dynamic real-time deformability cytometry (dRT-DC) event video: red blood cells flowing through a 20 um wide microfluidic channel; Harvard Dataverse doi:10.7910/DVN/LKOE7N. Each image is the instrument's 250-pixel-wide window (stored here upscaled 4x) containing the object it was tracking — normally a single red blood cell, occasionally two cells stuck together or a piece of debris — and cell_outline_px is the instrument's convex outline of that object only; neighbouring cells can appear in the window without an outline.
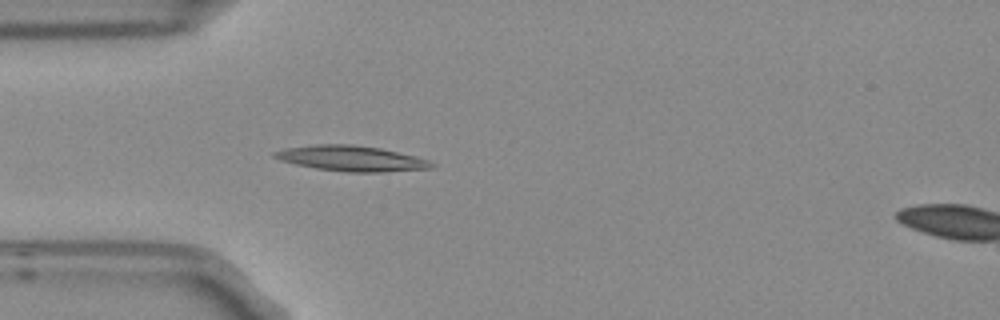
{"species": "Egyptian fruit bat (a non-hibernating species)", "species_latin": "Rousettus aegyptiacus", "temperature_condition": "room temperature", "stored_images_in_passage": 4, "segment_of_instrument_passage": [1, 2], "camera_frame_rate_fps": 3000, "um_per_image_px": 0.085, "frame": {"image": 1, "passage_image": 3, "time_ms": 0.667, "image_size_px": [1000, 320], "cell_outline_px": [[432, 168], [384, 172], [344, 172], [316, 168], [296, 164], [280, 160], [272, 156], [272, 152], [284, 148], [316, 144], [352, 144], [380, 148], [416, 156], [428, 160], [432, 164]], "centroid_in_image_um": [29.82, 13.46], "position_along_channel_um": 55.2, "area_um2": 23.24}}